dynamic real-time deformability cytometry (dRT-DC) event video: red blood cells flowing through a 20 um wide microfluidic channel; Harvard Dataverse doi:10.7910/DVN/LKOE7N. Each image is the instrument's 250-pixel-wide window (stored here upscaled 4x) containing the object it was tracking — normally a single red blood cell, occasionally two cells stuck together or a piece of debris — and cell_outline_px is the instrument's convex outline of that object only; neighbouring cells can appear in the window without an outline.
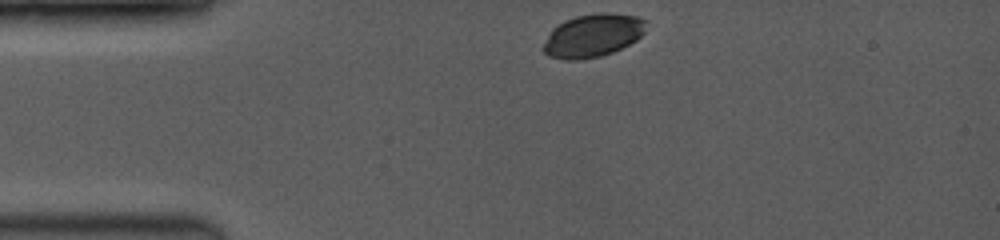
{"species": "common noctule bat (a hibernating species)", "species_latin": "Nyctalus noctula", "temperature_condition": "room temperature", "stored_images_in_passage": 4, "camera_frame_rate_fps": 3500, "um_per_image_px": 0.085, "animal": {"sex": "female", "body_mass_g": 19.0, "forearm_length_mm": 53.3}, "frame": {"image": 1, "passage_image": 1, "time_ms": 0.0, "image_size_px": [1000, 240], "cell_outline_px": [[648, 20], [644, 32], [636, 40], [612, 52], [600, 56], [580, 60], [564, 60], [548, 56], [544, 52], [544, 44], [552, 28], [564, 20], [576, 16], [596, 12], [608, 12], [636, 16]], "centroid_in_image_um": [50.4, 3.0], "position_along_channel_um": 34.6, "area_um2": 25.89}}